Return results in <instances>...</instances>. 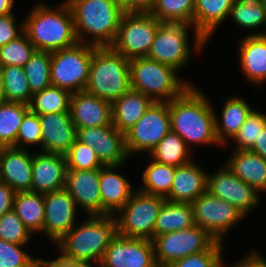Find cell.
<instances>
[{"mask_svg":"<svg viewBox=\"0 0 266 267\" xmlns=\"http://www.w3.org/2000/svg\"><path fill=\"white\" fill-rule=\"evenodd\" d=\"M153 103L150 97L130 89L112 103V124L125 134Z\"/></svg>","mask_w":266,"mask_h":267,"instance_id":"4316f807","label":"cell"},{"mask_svg":"<svg viewBox=\"0 0 266 267\" xmlns=\"http://www.w3.org/2000/svg\"><path fill=\"white\" fill-rule=\"evenodd\" d=\"M13 209L24 226L33 233H43L44 194L33 191L16 192Z\"/></svg>","mask_w":266,"mask_h":267,"instance_id":"4dcf8cb0","label":"cell"},{"mask_svg":"<svg viewBox=\"0 0 266 267\" xmlns=\"http://www.w3.org/2000/svg\"><path fill=\"white\" fill-rule=\"evenodd\" d=\"M32 233L24 226L14 209L0 217V239L19 245H27Z\"/></svg>","mask_w":266,"mask_h":267,"instance_id":"7bdbcfd3","label":"cell"},{"mask_svg":"<svg viewBox=\"0 0 266 267\" xmlns=\"http://www.w3.org/2000/svg\"><path fill=\"white\" fill-rule=\"evenodd\" d=\"M252 110L250 104L242 97L235 95L226 99L222 107L221 117H217L215 113L216 136L222 146H226L229 139H233Z\"/></svg>","mask_w":266,"mask_h":267,"instance_id":"f1b7e54d","label":"cell"},{"mask_svg":"<svg viewBox=\"0 0 266 267\" xmlns=\"http://www.w3.org/2000/svg\"><path fill=\"white\" fill-rule=\"evenodd\" d=\"M16 191L8 184L0 182V217L13 209Z\"/></svg>","mask_w":266,"mask_h":267,"instance_id":"681fc988","label":"cell"},{"mask_svg":"<svg viewBox=\"0 0 266 267\" xmlns=\"http://www.w3.org/2000/svg\"><path fill=\"white\" fill-rule=\"evenodd\" d=\"M35 50L36 48L30 42L28 36L23 33L17 39L0 47V66L24 67Z\"/></svg>","mask_w":266,"mask_h":267,"instance_id":"ab89813d","label":"cell"},{"mask_svg":"<svg viewBox=\"0 0 266 267\" xmlns=\"http://www.w3.org/2000/svg\"><path fill=\"white\" fill-rule=\"evenodd\" d=\"M223 246V242L216 241L206 251L190 254L167 267H222Z\"/></svg>","mask_w":266,"mask_h":267,"instance_id":"f6af8a7d","label":"cell"},{"mask_svg":"<svg viewBox=\"0 0 266 267\" xmlns=\"http://www.w3.org/2000/svg\"><path fill=\"white\" fill-rule=\"evenodd\" d=\"M165 200L164 197L146 194L136 188L131 198L114 215L118 235L152 240L156 218Z\"/></svg>","mask_w":266,"mask_h":267,"instance_id":"9c48e42d","label":"cell"},{"mask_svg":"<svg viewBox=\"0 0 266 267\" xmlns=\"http://www.w3.org/2000/svg\"><path fill=\"white\" fill-rule=\"evenodd\" d=\"M100 168L91 170H67L65 189L69 192L77 208L85 214L101 215L99 191Z\"/></svg>","mask_w":266,"mask_h":267,"instance_id":"d6986e66","label":"cell"},{"mask_svg":"<svg viewBox=\"0 0 266 267\" xmlns=\"http://www.w3.org/2000/svg\"><path fill=\"white\" fill-rule=\"evenodd\" d=\"M265 126L266 114L253 109L232 139L236 142L234 149L250 150Z\"/></svg>","mask_w":266,"mask_h":267,"instance_id":"60d3db41","label":"cell"},{"mask_svg":"<svg viewBox=\"0 0 266 267\" xmlns=\"http://www.w3.org/2000/svg\"><path fill=\"white\" fill-rule=\"evenodd\" d=\"M40 259L39 267H94L93 264H82L72 259L66 258L61 253L52 260Z\"/></svg>","mask_w":266,"mask_h":267,"instance_id":"f907efd6","label":"cell"},{"mask_svg":"<svg viewBox=\"0 0 266 267\" xmlns=\"http://www.w3.org/2000/svg\"><path fill=\"white\" fill-rule=\"evenodd\" d=\"M129 62L111 46H94L85 91L113 103L131 89Z\"/></svg>","mask_w":266,"mask_h":267,"instance_id":"5b68a950","label":"cell"},{"mask_svg":"<svg viewBox=\"0 0 266 267\" xmlns=\"http://www.w3.org/2000/svg\"><path fill=\"white\" fill-rule=\"evenodd\" d=\"M75 224L66 235L54 244L66 258L82 264L99 265L109 243L118 235L114 215H88Z\"/></svg>","mask_w":266,"mask_h":267,"instance_id":"3957f363","label":"cell"},{"mask_svg":"<svg viewBox=\"0 0 266 267\" xmlns=\"http://www.w3.org/2000/svg\"><path fill=\"white\" fill-rule=\"evenodd\" d=\"M193 28V46L188 39V29ZM207 41L194 29L193 25L184 23L161 22L155 34L147 57L174 67L177 71L184 69L194 52H199ZM192 49V50H191Z\"/></svg>","mask_w":266,"mask_h":267,"instance_id":"52a82bcc","label":"cell"},{"mask_svg":"<svg viewBox=\"0 0 266 267\" xmlns=\"http://www.w3.org/2000/svg\"><path fill=\"white\" fill-rule=\"evenodd\" d=\"M67 170L64 154L35 153L32 160L31 191L45 194L64 188Z\"/></svg>","mask_w":266,"mask_h":267,"instance_id":"ffe728a7","label":"cell"},{"mask_svg":"<svg viewBox=\"0 0 266 267\" xmlns=\"http://www.w3.org/2000/svg\"><path fill=\"white\" fill-rule=\"evenodd\" d=\"M250 151L255 152L266 160V126L262 129Z\"/></svg>","mask_w":266,"mask_h":267,"instance_id":"f5cc1de1","label":"cell"},{"mask_svg":"<svg viewBox=\"0 0 266 267\" xmlns=\"http://www.w3.org/2000/svg\"><path fill=\"white\" fill-rule=\"evenodd\" d=\"M69 5L78 42L111 46L117 36L123 10L113 0H65ZM92 39H89V37ZM90 41H89V40Z\"/></svg>","mask_w":266,"mask_h":267,"instance_id":"277c9868","label":"cell"},{"mask_svg":"<svg viewBox=\"0 0 266 267\" xmlns=\"http://www.w3.org/2000/svg\"><path fill=\"white\" fill-rule=\"evenodd\" d=\"M41 152L66 154L76 140L77 130L71 113L39 115Z\"/></svg>","mask_w":266,"mask_h":267,"instance_id":"ac0fdd59","label":"cell"},{"mask_svg":"<svg viewBox=\"0 0 266 267\" xmlns=\"http://www.w3.org/2000/svg\"><path fill=\"white\" fill-rule=\"evenodd\" d=\"M160 23L150 12H124L111 47L128 60L147 57Z\"/></svg>","mask_w":266,"mask_h":267,"instance_id":"30bf717a","label":"cell"},{"mask_svg":"<svg viewBox=\"0 0 266 267\" xmlns=\"http://www.w3.org/2000/svg\"><path fill=\"white\" fill-rule=\"evenodd\" d=\"M195 225L191 203L170 202L162 204L154 227V237L191 228Z\"/></svg>","mask_w":266,"mask_h":267,"instance_id":"f546056e","label":"cell"},{"mask_svg":"<svg viewBox=\"0 0 266 267\" xmlns=\"http://www.w3.org/2000/svg\"><path fill=\"white\" fill-rule=\"evenodd\" d=\"M123 12H129V1L130 0H113Z\"/></svg>","mask_w":266,"mask_h":267,"instance_id":"9f6ffc18","label":"cell"},{"mask_svg":"<svg viewBox=\"0 0 266 267\" xmlns=\"http://www.w3.org/2000/svg\"><path fill=\"white\" fill-rule=\"evenodd\" d=\"M76 139L90 146L105 165H124L130 160L125 147V134L113 124L78 128Z\"/></svg>","mask_w":266,"mask_h":267,"instance_id":"9a60e30c","label":"cell"},{"mask_svg":"<svg viewBox=\"0 0 266 267\" xmlns=\"http://www.w3.org/2000/svg\"><path fill=\"white\" fill-rule=\"evenodd\" d=\"M191 205L195 225L207 231L219 242H224V236L245 218L233 205L207 191L194 200Z\"/></svg>","mask_w":266,"mask_h":267,"instance_id":"4fadbf2b","label":"cell"},{"mask_svg":"<svg viewBox=\"0 0 266 267\" xmlns=\"http://www.w3.org/2000/svg\"><path fill=\"white\" fill-rule=\"evenodd\" d=\"M204 92L191 84L169 102L171 131L178 134L192 151L194 144L218 145L215 111Z\"/></svg>","mask_w":266,"mask_h":267,"instance_id":"6da1fadb","label":"cell"},{"mask_svg":"<svg viewBox=\"0 0 266 267\" xmlns=\"http://www.w3.org/2000/svg\"><path fill=\"white\" fill-rule=\"evenodd\" d=\"M29 110L28 104L20 102L0 104V147L16 148L19 127Z\"/></svg>","mask_w":266,"mask_h":267,"instance_id":"836d02e7","label":"cell"},{"mask_svg":"<svg viewBox=\"0 0 266 267\" xmlns=\"http://www.w3.org/2000/svg\"><path fill=\"white\" fill-rule=\"evenodd\" d=\"M121 166L123 165H107L100 168L101 215H115L135 191L125 176L115 172Z\"/></svg>","mask_w":266,"mask_h":267,"instance_id":"603a6c76","label":"cell"},{"mask_svg":"<svg viewBox=\"0 0 266 267\" xmlns=\"http://www.w3.org/2000/svg\"><path fill=\"white\" fill-rule=\"evenodd\" d=\"M195 0H155L150 13L159 22L192 25Z\"/></svg>","mask_w":266,"mask_h":267,"instance_id":"8d00e7d4","label":"cell"},{"mask_svg":"<svg viewBox=\"0 0 266 267\" xmlns=\"http://www.w3.org/2000/svg\"><path fill=\"white\" fill-rule=\"evenodd\" d=\"M227 167L258 193H266V160L250 150H233Z\"/></svg>","mask_w":266,"mask_h":267,"instance_id":"484cf974","label":"cell"},{"mask_svg":"<svg viewBox=\"0 0 266 267\" xmlns=\"http://www.w3.org/2000/svg\"><path fill=\"white\" fill-rule=\"evenodd\" d=\"M14 5H15V0H0V15L14 13L12 11Z\"/></svg>","mask_w":266,"mask_h":267,"instance_id":"db71d44e","label":"cell"},{"mask_svg":"<svg viewBox=\"0 0 266 267\" xmlns=\"http://www.w3.org/2000/svg\"><path fill=\"white\" fill-rule=\"evenodd\" d=\"M70 98L69 91L50 85L33 94L29 108L37 115L70 112Z\"/></svg>","mask_w":266,"mask_h":267,"instance_id":"d590c367","label":"cell"},{"mask_svg":"<svg viewBox=\"0 0 266 267\" xmlns=\"http://www.w3.org/2000/svg\"><path fill=\"white\" fill-rule=\"evenodd\" d=\"M24 33V22L16 25L15 13L0 15V47Z\"/></svg>","mask_w":266,"mask_h":267,"instance_id":"7dc6e473","label":"cell"},{"mask_svg":"<svg viewBox=\"0 0 266 267\" xmlns=\"http://www.w3.org/2000/svg\"><path fill=\"white\" fill-rule=\"evenodd\" d=\"M39 115L29 110L22 120L19 127L16 148L28 150V145H36L41 147V129Z\"/></svg>","mask_w":266,"mask_h":267,"instance_id":"bcb514c9","label":"cell"},{"mask_svg":"<svg viewBox=\"0 0 266 267\" xmlns=\"http://www.w3.org/2000/svg\"><path fill=\"white\" fill-rule=\"evenodd\" d=\"M6 102L30 104L33 94L28 85L24 67H2Z\"/></svg>","mask_w":266,"mask_h":267,"instance_id":"f35d334b","label":"cell"},{"mask_svg":"<svg viewBox=\"0 0 266 267\" xmlns=\"http://www.w3.org/2000/svg\"><path fill=\"white\" fill-rule=\"evenodd\" d=\"M152 242L157 267H167L190 254L206 251L216 239L198 225H194L188 229L155 236Z\"/></svg>","mask_w":266,"mask_h":267,"instance_id":"8fae6325","label":"cell"},{"mask_svg":"<svg viewBox=\"0 0 266 267\" xmlns=\"http://www.w3.org/2000/svg\"><path fill=\"white\" fill-rule=\"evenodd\" d=\"M26 78L31 93L40 92L51 84V52L35 50L30 60L24 65Z\"/></svg>","mask_w":266,"mask_h":267,"instance_id":"74e56055","label":"cell"},{"mask_svg":"<svg viewBox=\"0 0 266 267\" xmlns=\"http://www.w3.org/2000/svg\"><path fill=\"white\" fill-rule=\"evenodd\" d=\"M5 102H6V95L4 91V78H3L2 67L0 66V104H3Z\"/></svg>","mask_w":266,"mask_h":267,"instance_id":"11a10c76","label":"cell"},{"mask_svg":"<svg viewBox=\"0 0 266 267\" xmlns=\"http://www.w3.org/2000/svg\"><path fill=\"white\" fill-rule=\"evenodd\" d=\"M97 267H157L152 240L117 235Z\"/></svg>","mask_w":266,"mask_h":267,"instance_id":"2e32d148","label":"cell"},{"mask_svg":"<svg viewBox=\"0 0 266 267\" xmlns=\"http://www.w3.org/2000/svg\"><path fill=\"white\" fill-rule=\"evenodd\" d=\"M229 17L234 23L245 30L251 31L259 27H265L264 31L250 33L248 35H266V6L261 0H234Z\"/></svg>","mask_w":266,"mask_h":267,"instance_id":"1f68e13d","label":"cell"},{"mask_svg":"<svg viewBox=\"0 0 266 267\" xmlns=\"http://www.w3.org/2000/svg\"><path fill=\"white\" fill-rule=\"evenodd\" d=\"M206 191L233 205L244 217L260 203L259 193L237 177L227 165L211 175L207 173Z\"/></svg>","mask_w":266,"mask_h":267,"instance_id":"5bb4252c","label":"cell"},{"mask_svg":"<svg viewBox=\"0 0 266 267\" xmlns=\"http://www.w3.org/2000/svg\"><path fill=\"white\" fill-rule=\"evenodd\" d=\"M234 0H195L192 25L209 42L211 35L229 18Z\"/></svg>","mask_w":266,"mask_h":267,"instance_id":"83f0119b","label":"cell"},{"mask_svg":"<svg viewBox=\"0 0 266 267\" xmlns=\"http://www.w3.org/2000/svg\"><path fill=\"white\" fill-rule=\"evenodd\" d=\"M23 246L0 239V267H39L40 259L29 255Z\"/></svg>","mask_w":266,"mask_h":267,"instance_id":"ee69618b","label":"cell"},{"mask_svg":"<svg viewBox=\"0 0 266 267\" xmlns=\"http://www.w3.org/2000/svg\"><path fill=\"white\" fill-rule=\"evenodd\" d=\"M155 0H130L129 12H150Z\"/></svg>","mask_w":266,"mask_h":267,"instance_id":"816d5d0a","label":"cell"},{"mask_svg":"<svg viewBox=\"0 0 266 267\" xmlns=\"http://www.w3.org/2000/svg\"><path fill=\"white\" fill-rule=\"evenodd\" d=\"M171 130L169 102H154L144 115L125 133L129 157L149 152Z\"/></svg>","mask_w":266,"mask_h":267,"instance_id":"7c38bea8","label":"cell"},{"mask_svg":"<svg viewBox=\"0 0 266 267\" xmlns=\"http://www.w3.org/2000/svg\"><path fill=\"white\" fill-rule=\"evenodd\" d=\"M174 174V166L161 164L151 159L142 175L144 186L138 190L166 198L170 193Z\"/></svg>","mask_w":266,"mask_h":267,"instance_id":"e575fe53","label":"cell"},{"mask_svg":"<svg viewBox=\"0 0 266 267\" xmlns=\"http://www.w3.org/2000/svg\"><path fill=\"white\" fill-rule=\"evenodd\" d=\"M65 156L68 170H91L105 166L90 146L77 139Z\"/></svg>","mask_w":266,"mask_h":267,"instance_id":"b9f144b4","label":"cell"},{"mask_svg":"<svg viewBox=\"0 0 266 267\" xmlns=\"http://www.w3.org/2000/svg\"><path fill=\"white\" fill-rule=\"evenodd\" d=\"M207 173L194 160L175 167L173 184L165 199L170 202L192 203L206 192Z\"/></svg>","mask_w":266,"mask_h":267,"instance_id":"d4e9b609","label":"cell"},{"mask_svg":"<svg viewBox=\"0 0 266 267\" xmlns=\"http://www.w3.org/2000/svg\"><path fill=\"white\" fill-rule=\"evenodd\" d=\"M266 267V258L258 251H251L244 258L240 259L239 262H235L232 265H226L222 260V267Z\"/></svg>","mask_w":266,"mask_h":267,"instance_id":"c3c4849f","label":"cell"},{"mask_svg":"<svg viewBox=\"0 0 266 267\" xmlns=\"http://www.w3.org/2000/svg\"><path fill=\"white\" fill-rule=\"evenodd\" d=\"M261 2L266 6V0H261Z\"/></svg>","mask_w":266,"mask_h":267,"instance_id":"6f0895ef","label":"cell"},{"mask_svg":"<svg viewBox=\"0 0 266 267\" xmlns=\"http://www.w3.org/2000/svg\"><path fill=\"white\" fill-rule=\"evenodd\" d=\"M94 45H75L51 52V84L71 94L84 91L90 72Z\"/></svg>","mask_w":266,"mask_h":267,"instance_id":"ba28073f","label":"cell"},{"mask_svg":"<svg viewBox=\"0 0 266 267\" xmlns=\"http://www.w3.org/2000/svg\"><path fill=\"white\" fill-rule=\"evenodd\" d=\"M70 113L76 130L112 124V103L85 90L71 94Z\"/></svg>","mask_w":266,"mask_h":267,"instance_id":"7402d4cb","label":"cell"},{"mask_svg":"<svg viewBox=\"0 0 266 267\" xmlns=\"http://www.w3.org/2000/svg\"><path fill=\"white\" fill-rule=\"evenodd\" d=\"M130 88L150 97L154 102H170L179 97L191 84L180 79L174 67L148 57L129 62Z\"/></svg>","mask_w":266,"mask_h":267,"instance_id":"8992f818","label":"cell"},{"mask_svg":"<svg viewBox=\"0 0 266 267\" xmlns=\"http://www.w3.org/2000/svg\"><path fill=\"white\" fill-rule=\"evenodd\" d=\"M150 158L161 164L178 167L190 162L191 150L175 132L169 131L149 152Z\"/></svg>","mask_w":266,"mask_h":267,"instance_id":"d6a6232c","label":"cell"},{"mask_svg":"<svg viewBox=\"0 0 266 267\" xmlns=\"http://www.w3.org/2000/svg\"><path fill=\"white\" fill-rule=\"evenodd\" d=\"M76 211L75 201L65 188L44 194L43 233L53 244L75 225Z\"/></svg>","mask_w":266,"mask_h":267,"instance_id":"e0dca14e","label":"cell"},{"mask_svg":"<svg viewBox=\"0 0 266 267\" xmlns=\"http://www.w3.org/2000/svg\"><path fill=\"white\" fill-rule=\"evenodd\" d=\"M63 2L53 7L39 1L26 14L24 33L36 50L55 52L78 42L71 9L65 0Z\"/></svg>","mask_w":266,"mask_h":267,"instance_id":"7a4b0ae2","label":"cell"},{"mask_svg":"<svg viewBox=\"0 0 266 267\" xmlns=\"http://www.w3.org/2000/svg\"><path fill=\"white\" fill-rule=\"evenodd\" d=\"M239 64L253 86L266 83V35H247L238 41Z\"/></svg>","mask_w":266,"mask_h":267,"instance_id":"cb8c5ba5","label":"cell"},{"mask_svg":"<svg viewBox=\"0 0 266 267\" xmlns=\"http://www.w3.org/2000/svg\"><path fill=\"white\" fill-rule=\"evenodd\" d=\"M27 149L0 147V182L16 192L31 191L33 155Z\"/></svg>","mask_w":266,"mask_h":267,"instance_id":"44dd1931","label":"cell"}]
</instances>
